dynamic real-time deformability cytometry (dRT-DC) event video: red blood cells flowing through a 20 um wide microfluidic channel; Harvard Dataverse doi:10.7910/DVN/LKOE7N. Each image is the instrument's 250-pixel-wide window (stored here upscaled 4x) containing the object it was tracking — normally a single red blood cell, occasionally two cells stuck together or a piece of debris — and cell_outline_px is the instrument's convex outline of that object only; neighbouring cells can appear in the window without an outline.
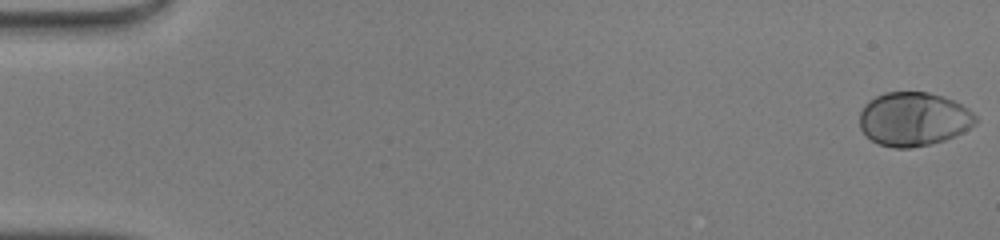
{"species": "human", "species_latin": "Homo sapiens", "temperature_condition": "warm", "stored_images_in_passage": 49, "camera_frame_rate_fps": 3000, "um_per_image_px": 0.085, "donor": {"sex": "male"}, "frame": {"image": 1, "passage_image": 1, "time_ms": 0.0, "image_size_px": [1000, 240], "cell_outline_px": [[976, 120], [968, 128], [944, 140], [928, 144], [908, 148], [896, 148], [880, 144], [872, 140], [860, 128], [860, 112], [864, 104], [876, 96], [884, 92], [928, 92], [944, 96], [968, 108], [976, 116]], "centroid_in_image_um": [77.62, 10.1], "position_along_channel_um": 7.4, "area_um2": 35.95}}
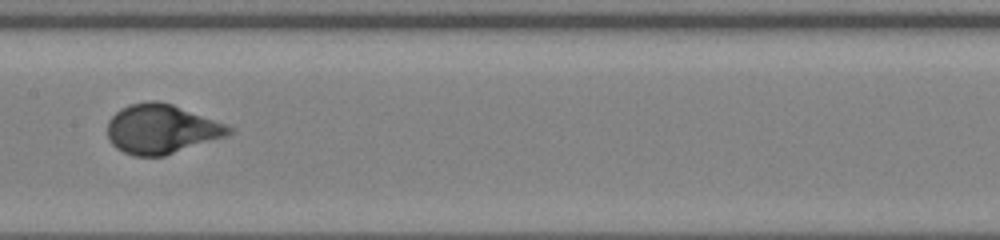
{"frame": {"image": 2, "passage_image": 26, "time_ms": 8.333, "image_size_px": [1000, 240], "cell_outline_px": [[236, 132], [228, 136], [164, 156], [136, 156], [124, 152], [116, 148], [108, 140], [108, 120], [120, 108], [128, 104], [148, 100], [156, 100], [172, 104], [236, 128]], "centroid_in_image_um": [13.74, 10.97], "position_along_channel_um": 193.7, "area_um2": 35.2}}
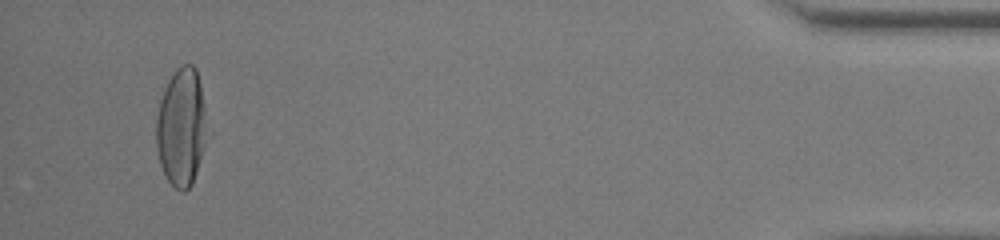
{"frame": {"image": 3, "passage_image": 47, "time_ms": 15.333, "image_size_px": [1000, 240], "cell_outline_px": [[212, 136], [192, 184], [184, 192], [180, 192], [168, 180], [160, 164], [156, 148], [156, 120], [160, 100], [164, 88], [168, 80], [176, 68], [180, 64], [192, 64], [196, 68], [212, 132]], "centroid_in_image_um": [15.5, 10.83], "position_along_channel_um": 419.7, "area_um2": 36.59}, "authors_computed_cell_mechanics": {"area_um2": 35.2002, "velocity_mm_per_s": 4.2727, "shape_relaxation_time_tau1_ms": 3.2895, "shape_relaxation_time_tau2_ms": null, "deformation_change_tau1": 0.2134, "deformation_change_tau2": null}}